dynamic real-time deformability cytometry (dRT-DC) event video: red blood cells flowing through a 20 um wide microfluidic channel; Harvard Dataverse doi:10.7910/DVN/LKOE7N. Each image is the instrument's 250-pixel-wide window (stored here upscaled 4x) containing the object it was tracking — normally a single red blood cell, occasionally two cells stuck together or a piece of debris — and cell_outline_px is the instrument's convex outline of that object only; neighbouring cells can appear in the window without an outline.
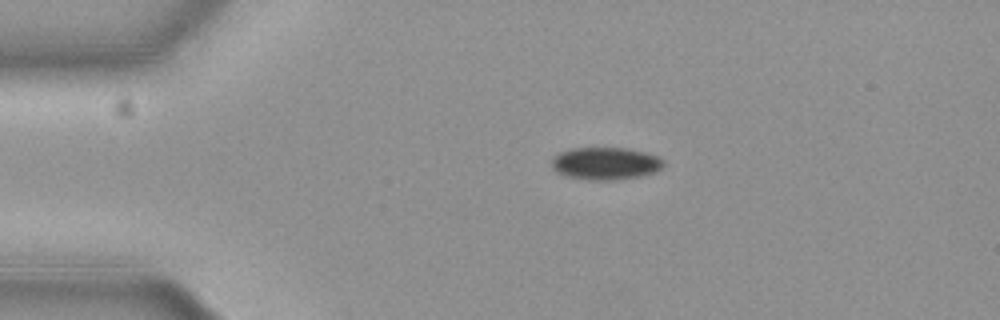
{"species": "common noctule bat (a hibernating species)", "species_latin": "Nyctalus noctula", "temperature_condition": "cold", "stored_images_in_passage": 39, "camera_frame_rate_fps": 3000, "um_per_image_px": 0.085, "animal": {"sex": "female", "body_mass_g": 19.3, "forearm_length_mm": 54.1}, "frame": {"image": 1, "passage_image": 1, "time_ms": 0.0, "image_size_px": [1000, 320], "cell_outline_px": [[664, 164], [656, 172], [644, 176], [616, 180], [588, 180], [568, 176], [556, 172], [552, 168], [552, 160], [560, 152], [572, 148], [624, 148], [644, 152], [656, 156], [664, 160]], "centroid_in_image_um": [51.48, 13.91], "position_along_channel_um": 33.5, "area_um2": 21.15}}
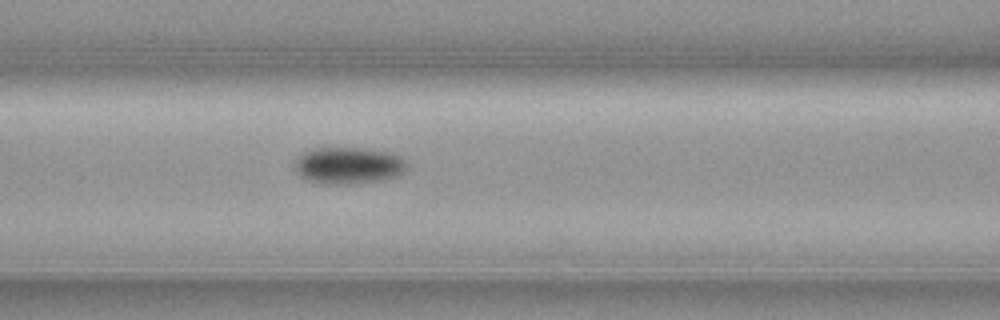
{"frame": {"image": 2, "passage_image": 13, "time_ms": 4.0, "image_size_px": [1000, 320], "cell_outline_px": [[408, 168], [404, 172], [388, 180], [356, 184], [320, 184], [304, 180], [292, 168], [296, 160], [304, 152], [312, 148], [364, 148], [384, 152], [400, 156], [408, 164]], "centroid_in_image_um": [29.6, 14.1], "position_along_channel_um": 137.0, "area_um2": 24.57}}
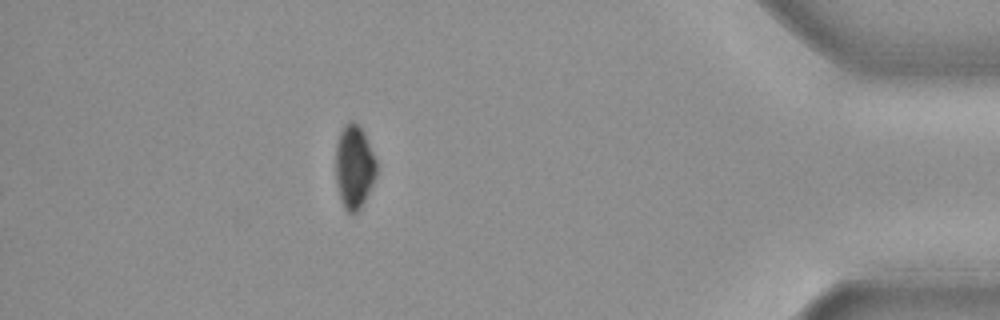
{"frame": {"image": 3, "passage_image": 39, "time_ms": 12.667, "image_size_px": [1000, 320], "cell_outline_px": [[376, 176], [360, 208], [352, 216], [344, 208], [340, 200], [336, 184], [336, 144], [340, 132], [344, 124], [348, 120], [352, 120], [364, 132], [376, 160]], "centroid_in_image_um": [30.08, 14.18], "position_along_channel_um": 405.1, "area_um2": 19.88}, "authors_computed_cell_mechanics": {"area_um2": 22.6576, "velocity_mm_per_s": 3.6877, "shape_relaxation_time_tau1_ms": 2.5814, "shape_relaxation_time_tau2_ms": null, "deformation_change_tau1": 0.0674, "deformation_change_tau2": null}}